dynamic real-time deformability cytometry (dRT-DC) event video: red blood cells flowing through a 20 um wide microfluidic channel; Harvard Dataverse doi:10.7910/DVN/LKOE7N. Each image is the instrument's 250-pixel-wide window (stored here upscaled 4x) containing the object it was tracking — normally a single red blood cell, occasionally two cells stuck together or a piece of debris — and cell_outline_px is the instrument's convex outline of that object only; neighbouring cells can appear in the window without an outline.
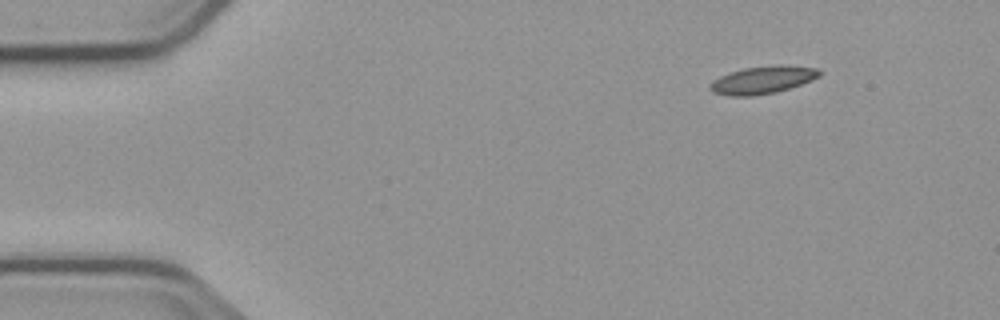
{"species": "common noctule bat (a hibernating species)", "species_latin": "Nyctalus noctula", "temperature_condition": "cold", "stored_images_in_passage": 6, "camera_frame_rate_fps": 3000, "um_per_image_px": 0.085, "animal": {"sex": "male", "body_mass_g": 23.1, "forearm_length_mm": 52.7}, "frame": {"image": 1, "passage_image": 1, "time_ms": 0.0, "image_size_px": [1000, 320], "cell_outline_px": [[820, 76], [812, 80], [776, 92], [752, 96], [728, 96], [712, 92], [708, 88], [708, 84], [712, 80], [720, 76], [744, 68], [776, 64], [788, 64], [820, 68]], "centroid_in_image_um": [64.82, 6.78], "position_along_channel_um": 20.2, "area_um2": 17.86}}
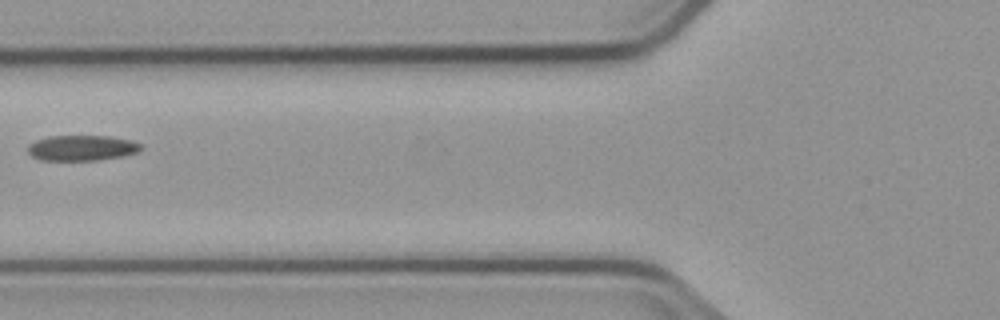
{"frame": {"image": 2, "passage_image": 5, "time_ms": 5.0, "image_size_px": [1000, 320], "cell_outline_px": [[144, 148], [136, 152], [120, 156], [96, 160], [40, 160], [32, 156], [28, 152], [28, 144], [36, 140], [48, 136], [108, 136], [132, 140], [140, 144]], "centroid_in_image_um": [6.93, 12.57], "position_along_channel_um": 118.9, "area_um2": 16.7}}
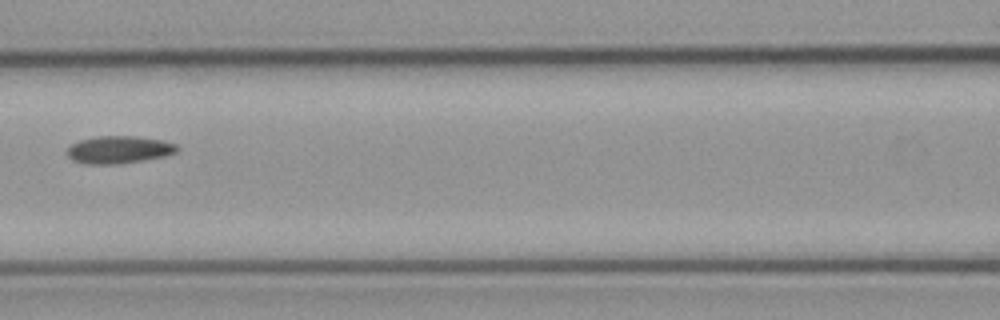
{"frame": {"image": 3, "passage_image": 6, "time_ms": 6.0, "image_size_px": [1000, 320], "cell_outline_px": [[180, 148], [176, 152], [164, 156], [116, 164], [84, 164], [72, 160], [68, 156], [68, 148], [72, 144], [80, 140], [96, 136], [136, 136], [160, 140], [176, 144]], "centroid_in_image_um": [10.09, 12.72], "position_along_channel_um": 156.5, "area_um2": 17.46}}